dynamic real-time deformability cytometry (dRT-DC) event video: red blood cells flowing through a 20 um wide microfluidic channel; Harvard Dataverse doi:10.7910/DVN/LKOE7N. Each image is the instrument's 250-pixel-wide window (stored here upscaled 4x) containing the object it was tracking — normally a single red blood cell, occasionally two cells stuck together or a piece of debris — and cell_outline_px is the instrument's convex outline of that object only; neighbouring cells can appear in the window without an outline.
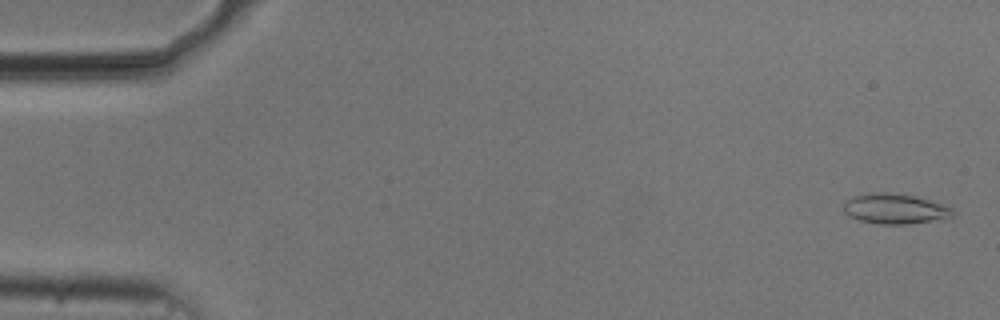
{"species": "common noctule bat (a hibernating species)", "species_latin": "Nyctalus noctula", "temperature_condition": "cold", "stored_images_in_passage": 53, "camera_frame_rate_fps": 3000, "um_per_image_px": 0.085, "animal": {"sex": "male", "body_mass_g": 20.5, "forearm_length_mm": 52.5}, "frame": {"image": 1, "passage_image": 1, "time_ms": 0.0, "image_size_px": [1000, 320], "cell_outline_px": [[956, 216], [908, 224], [880, 224], [860, 220], [848, 216], [844, 212], [844, 200], [852, 196], [868, 192], [884, 192], [912, 196], [928, 200], [952, 208], [956, 212]], "centroid_in_image_um": [76.02, 17.74], "position_along_channel_um": 9.0, "area_um2": 19.13}}
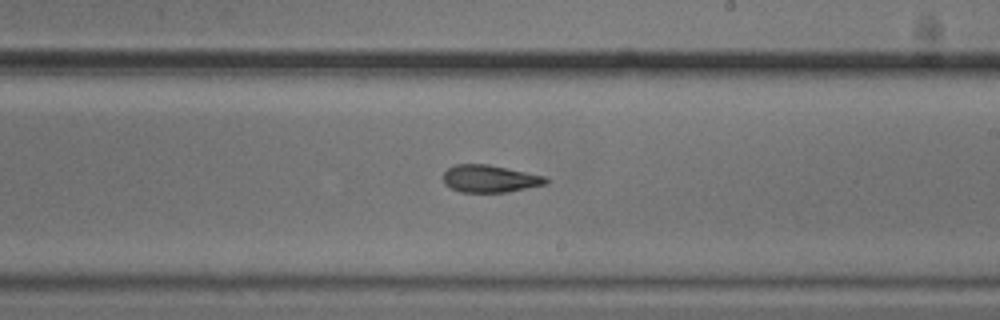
{"frame": {"image": 2, "passage_image": 31, "time_ms": 10.0, "image_size_px": [1000, 320], "cell_outline_px": [[548, 184], [508, 192], [460, 192], [444, 184], [444, 172], [448, 168], [456, 164], [488, 164], [508, 168], [544, 176], [548, 180]], "centroid_in_image_um": [41.64, 15.19], "position_along_channel_um": 247.4, "area_um2": 16.36}}
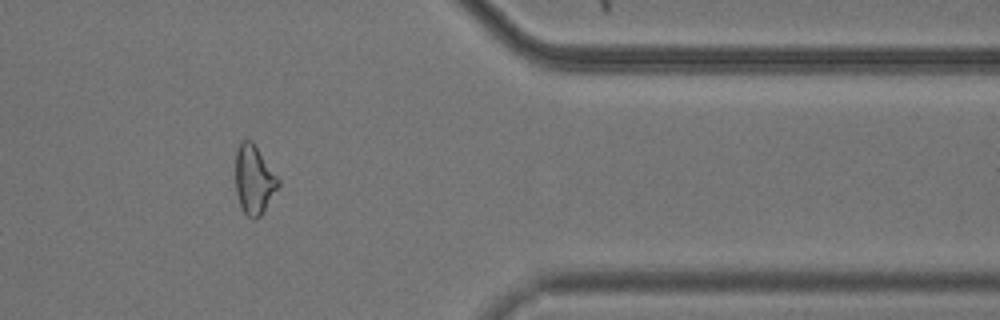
{"frame": {"image": 3, "passage_image": 44, "time_ms": 14.333, "image_size_px": [1000, 320], "cell_outline_px": [[280, 184], [264, 212], [260, 216], [252, 220], [244, 212], [240, 204], [236, 192], [236, 148], [240, 140], [252, 140], [280, 180]], "centroid_in_image_um": [21.59, 15.26], "position_along_channel_um": 389.8, "area_um2": 17.22}, "authors_computed_cell_mechanics": {"area_um2": 17.5712, "velocity_mm_per_s": 3.7168, "shape_relaxation_time_tau1_ms": 7.8008, "shape_relaxation_time_tau2_ms": 5.0308, "deformation_change_tau1": 0.1906, "deformation_change_tau2": 0.1252}}